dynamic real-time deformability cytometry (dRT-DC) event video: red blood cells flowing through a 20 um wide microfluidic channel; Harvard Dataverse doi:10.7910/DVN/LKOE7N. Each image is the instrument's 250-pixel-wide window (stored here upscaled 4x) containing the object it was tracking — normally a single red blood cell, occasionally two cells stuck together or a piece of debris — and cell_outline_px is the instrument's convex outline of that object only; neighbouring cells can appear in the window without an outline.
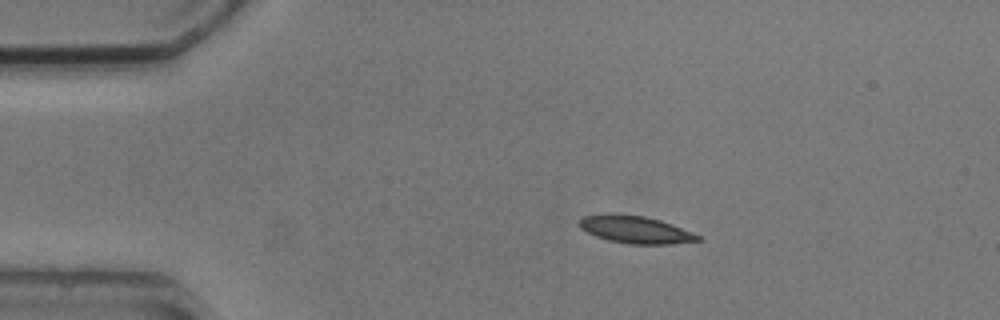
{"species": "common noctule bat (a hibernating species)", "species_latin": "Nyctalus noctula", "temperature_condition": "cold", "stored_images_in_passage": 2, "camera_frame_rate_fps": 3000, "um_per_image_px": 0.085, "animal": {"sex": "male", "body_mass_g": 20.5, "forearm_length_mm": 52.5}, "frame": {"image": 1, "passage_image": 2, "time_ms": 3.333, "image_size_px": [1000, 320], "cell_outline_px": [[704, 240], [672, 244], [628, 244], [608, 240], [596, 236], [580, 228], [580, 220], [584, 216], [644, 216], [660, 220], [672, 224], [700, 236]], "centroid_in_image_um": [54.11, 19.57], "position_along_channel_um": 30.9, "area_um2": 18.15}}